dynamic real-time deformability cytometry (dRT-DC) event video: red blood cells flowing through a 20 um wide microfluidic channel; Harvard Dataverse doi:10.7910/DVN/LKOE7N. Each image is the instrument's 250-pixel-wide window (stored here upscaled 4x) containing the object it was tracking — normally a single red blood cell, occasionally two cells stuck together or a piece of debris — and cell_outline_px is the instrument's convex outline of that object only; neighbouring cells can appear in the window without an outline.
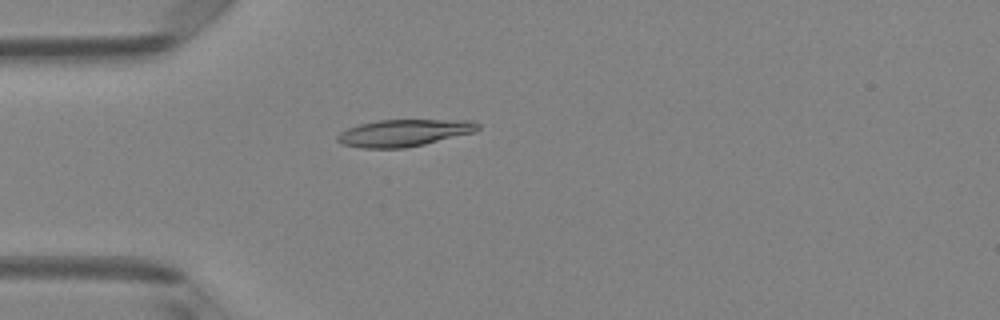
{"species": "Egyptian fruit bat (a non-hibernating species)", "species_latin": "Rousettus aegyptiacus", "temperature_condition": "room temperature", "stored_images_in_passage": 4, "camera_frame_rate_fps": 3000, "um_per_image_px": 0.085, "animal": {"sex": "female"}, "frame": {"image": 1, "passage_image": 4, "time_ms": 1.0, "image_size_px": [1000, 320], "cell_outline_px": [[480, 128], [476, 132], [424, 144], [404, 148], [364, 148], [344, 144], [336, 140], [336, 136], [340, 132], [348, 128], [360, 124], [380, 120], [472, 120], [480, 124]], "centroid_in_image_um": [34.38, 11.29], "position_along_channel_um": 50.6, "area_um2": 22.02}}